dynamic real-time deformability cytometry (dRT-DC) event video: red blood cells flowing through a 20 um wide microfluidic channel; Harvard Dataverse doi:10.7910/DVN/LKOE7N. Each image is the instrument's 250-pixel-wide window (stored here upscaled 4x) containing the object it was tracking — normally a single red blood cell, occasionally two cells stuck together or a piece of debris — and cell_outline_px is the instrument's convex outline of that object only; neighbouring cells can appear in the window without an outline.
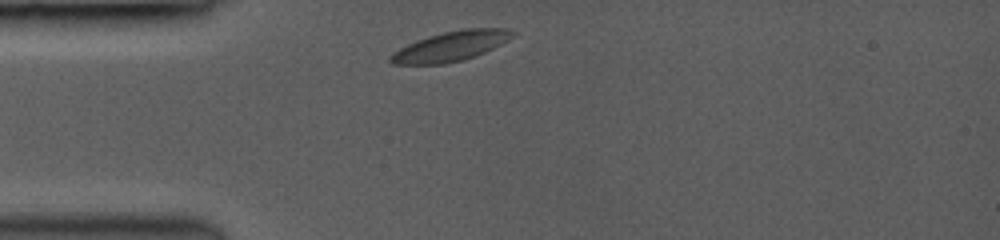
{"species": "common noctule bat (a hibernating species)", "species_latin": "Nyctalus noctula", "temperature_condition": "room temperature", "stored_images_in_passage": 5, "camera_frame_rate_fps": 3000, "um_per_image_px": 0.085, "animal": {"sex": "female", "body_mass_g": 19.0, "forearm_length_mm": 53.3}, "frame": {"image": 1, "passage_image": 1, "time_ms": 0.0, "image_size_px": [1000, 240], "cell_outline_px": [[516, 32], [508, 40], [476, 56], [464, 60], [444, 64], [392, 64], [388, 60], [388, 56], [392, 52], [416, 40], [428, 36], [444, 32], [464, 28], [508, 28]], "centroid_in_image_um": [38.3, 3.93], "position_along_channel_um": 46.7, "area_um2": 21.27}}
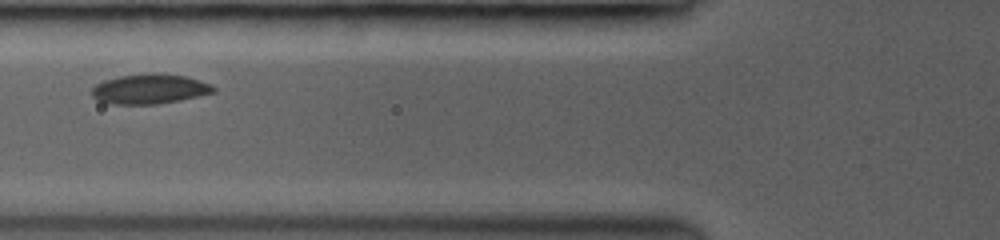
{"frame": {"image": 2, "passage_image": 3, "time_ms": 2.0, "image_size_px": [1000, 240], "cell_outline_px": [[216, 92], [180, 100], [156, 104], [112, 104], [100, 100], [92, 96], [92, 88], [96, 84], [104, 80], [120, 76], [152, 72], [156, 72], [184, 76], [212, 84], [216, 88]], "centroid_in_image_um": [12.74, 7.55], "position_along_channel_um": 113.1, "area_um2": 21.15}}
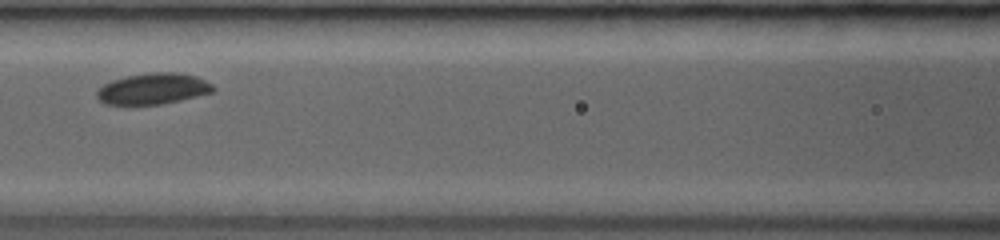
{"frame": {"image": 3, "passage_image": 4, "time_ms": 3.0, "image_size_px": [1000, 240], "cell_outline_px": [[216, 88], [212, 92], [180, 100], [160, 104], [104, 104], [96, 96], [96, 92], [104, 84], [112, 80], [128, 76], [152, 72], [176, 72], [196, 76], [212, 84]], "centroid_in_image_um": [13.01, 7.54], "position_along_channel_um": 153.6, "area_um2": 20.81}}